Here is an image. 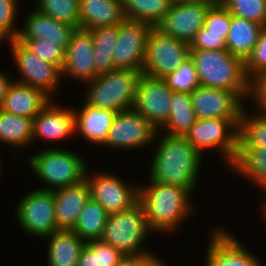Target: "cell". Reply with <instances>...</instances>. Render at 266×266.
<instances>
[{
    "label": "cell",
    "instance_id": "obj_1",
    "mask_svg": "<svg viewBox=\"0 0 266 266\" xmlns=\"http://www.w3.org/2000/svg\"><path fill=\"white\" fill-rule=\"evenodd\" d=\"M154 143L157 148L147 168L149 182L179 185L195 193L204 158L201 153L184 136L157 131Z\"/></svg>",
    "mask_w": 266,
    "mask_h": 266
},
{
    "label": "cell",
    "instance_id": "obj_2",
    "mask_svg": "<svg viewBox=\"0 0 266 266\" xmlns=\"http://www.w3.org/2000/svg\"><path fill=\"white\" fill-rule=\"evenodd\" d=\"M194 193L185 187L149 182L139 185V203L150 228L156 233L175 232L192 215Z\"/></svg>",
    "mask_w": 266,
    "mask_h": 266
},
{
    "label": "cell",
    "instance_id": "obj_3",
    "mask_svg": "<svg viewBox=\"0 0 266 266\" xmlns=\"http://www.w3.org/2000/svg\"><path fill=\"white\" fill-rule=\"evenodd\" d=\"M200 86L235 92L243 102L250 96L244 61L225 50H190ZM247 99V100H246Z\"/></svg>",
    "mask_w": 266,
    "mask_h": 266
},
{
    "label": "cell",
    "instance_id": "obj_4",
    "mask_svg": "<svg viewBox=\"0 0 266 266\" xmlns=\"http://www.w3.org/2000/svg\"><path fill=\"white\" fill-rule=\"evenodd\" d=\"M84 160L74 151L50 146L32 154L28 166L32 174L46 185L37 189L54 191L85 179L88 163Z\"/></svg>",
    "mask_w": 266,
    "mask_h": 266
},
{
    "label": "cell",
    "instance_id": "obj_5",
    "mask_svg": "<svg viewBox=\"0 0 266 266\" xmlns=\"http://www.w3.org/2000/svg\"><path fill=\"white\" fill-rule=\"evenodd\" d=\"M142 71L114 69L95 77L86 84L84 102L94 108L108 109L115 113L133 107L137 84ZM86 92V93H85Z\"/></svg>",
    "mask_w": 266,
    "mask_h": 266
},
{
    "label": "cell",
    "instance_id": "obj_6",
    "mask_svg": "<svg viewBox=\"0 0 266 266\" xmlns=\"http://www.w3.org/2000/svg\"><path fill=\"white\" fill-rule=\"evenodd\" d=\"M154 232L145 215L144 208L138 202L131 209L109 214L104 232L100 238L126 256H148L153 252L144 249L148 234Z\"/></svg>",
    "mask_w": 266,
    "mask_h": 266
},
{
    "label": "cell",
    "instance_id": "obj_7",
    "mask_svg": "<svg viewBox=\"0 0 266 266\" xmlns=\"http://www.w3.org/2000/svg\"><path fill=\"white\" fill-rule=\"evenodd\" d=\"M200 153L213 149L229 167L237 153L238 127L225 118L196 119L184 136Z\"/></svg>",
    "mask_w": 266,
    "mask_h": 266
},
{
    "label": "cell",
    "instance_id": "obj_8",
    "mask_svg": "<svg viewBox=\"0 0 266 266\" xmlns=\"http://www.w3.org/2000/svg\"><path fill=\"white\" fill-rule=\"evenodd\" d=\"M190 57L189 44L163 34L153 27L148 35L142 74L163 78L172 73Z\"/></svg>",
    "mask_w": 266,
    "mask_h": 266
},
{
    "label": "cell",
    "instance_id": "obj_9",
    "mask_svg": "<svg viewBox=\"0 0 266 266\" xmlns=\"http://www.w3.org/2000/svg\"><path fill=\"white\" fill-rule=\"evenodd\" d=\"M16 219L24 233L45 238L58 230L53 191L36 189L22 196L16 206Z\"/></svg>",
    "mask_w": 266,
    "mask_h": 266
},
{
    "label": "cell",
    "instance_id": "obj_10",
    "mask_svg": "<svg viewBox=\"0 0 266 266\" xmlns=\"http://www.w3.org/2000/svg\"><path fill=\"white\" fill-rule=\"evenodd\" d=\"M11 49L13 61L20 73L15 82L42 90L53 99L62 79L61 70L54 64L43 61L17 39L6 41Z\"/></svg>",
    "mask_w": 266,
    "mask_h": 266
},
{
    "label": "cell",
    "instance_id": "obj_11",
    "mask_svg": "<svg viewBox=\"0 0 266 266\" xmlns=\"http://www.w3.org/2000/svg\"><path fill=\"white\" fill-rule=\"evenodd\" d=\"M85 179L89 186L90 198L100 203L109 214L131 209L139 202V185L128 184L124 178L112 172H89Z\"/></svg>",
    "mask_w": 266,
    "mask_h": 266
},
{
    "label": "cell",
    "instance_id": "obj_12",
    "mask_svg": "<svg viewBox=\"0 0 266 266\" xmlns=\"http://www.w3.org/2000/svg\"><path fill=\"white\" fill-rule=\"evenodd\" d=\"M158 130L133 108L115 114L107 139L102 147L137 150L154 142Z\"/></svg>",
    "mask_w": 266,
    "mask_h": 266
},
{
    "label": "cell",
    "instance_id": "obj_13",
    "mask_svg": "<svg viewBox=\"0 0 266 266\" xmlns=\"http://www.w3.org/2000/svg\"><path fill=\"white\" fill-rule=\"evenodd\" d=\"M216 0L172 2L162 21L156 26L163 34L190 44L204 26L205 16Z\"/></svg>",
    "mask_w": 266,
    "mask_h": 266
},
{
    "label": "cell",
    "instance_id": "obj_14",
    "mask_svg": "<svg viewBox=\"0 0 266 266\" xmlns=\"http://www.w3.org/2000/svg\"><path fill=\"white\" fill-rule=\"evenodd\" d=\"M171 99L172 91L163 79L142 74L132 108L159 130L170 116Z\"/></svg>",
    "mask_w": 266,
    "mask_h": 266
},
{
    "label": "cell",
    "instance_id": "obj_15",
    "mask_svg": "<svg viewBox=\"0 0 266 266\" xmlns=\"http://www.w3.org/2000/svg\"><path fill=\"white\" fill-rule=\"evenodd\" d=\"M150 24L125 19L119 24V35L113 53L116 69L142 71Z\"/></svg>",
    "mask_w": 266,
    "mask_h": 266
},
{
    "label": "cell",
    "instance_id": "obj_16",
    "mask_svg": "<svg viewBox=\"0 0 266 266\" xmlns=\"http://www.w3.org/2000/svg\"><path fill=\"white\" fill-rule=\"evenodd\" d=\"M213 229L205 251V266H263L257 254L246 249L226 227Z\"/></svg>",
    "mask_w": 266,
    "mask_h": 266
},
{
    "label": "cell",
    "instance_id": "obj_17",
    "mask_svg": "<svg viewBox=\"0 0 266 266\" xmlns=\"http://www.w3.org/2000/svg\"><path fill=\"white\" fill-rule=\"evenodd\" d=\"M190 96L196 119L225 118L239 126L246 102H242L235 92L199 85Z\"/></svg>",
    "mask_w": 266,
    "mask_h": 266
},
{
    "label": "cell",
    "instance_id": "obj_18",
    "mask_svg": "<svg viewBox=\"0 0 266 266\" xmlns=\"http://www.w3.org/2000/svg\"><path fill=\"white\" fill-rule=\"evenodd\" d=\"M74 135H76L74 108L63 107L53 99L33 119L32 143L39 138L44 142H60Z\"/></svg>",
    "mask_w": 266,
    "mask_h": 266
},
{
    "label": "cell",
    "instance_id": "obj_19",
    "mask_svg": "<svg viewBox=\"0 0 266 266\" xmlns=\"http://www.w3.org/2000/svg\"><path fill=\"white\" fill-rule=\"evenodd\" d=\"M94 48L89 30L76 29L66 49L62 78L87 83L95 78Z\"/></svg>",
    "mask_w": 266,
    "mask_h": 266
},
{
    "label": "cell",
    "instance_id": "obj_20",
    "mask_svg": "<svg viewBox=\"0 0 266 266\" xmlns=\"http://www.w3.org/2000/svg\"><path fill=\"white\" fill-rule=\"evenodd\" d=\"M22 19H24L23 28L21 27L19 30L17 38H45L47 41L56 42L65 49L77 29L70 24L43 15L35 8Z\"/></svg>",
    "mask_w": 266,
    "mask_h": 266
},
{
    "label": "cell",
    "instance_id": "obj_21",
    "mask_svg": "<svg viewBox=\"0 0 266 266\" xmlns=\"http://www.w3.org/2000/svg\"><path fill=\"white\" fill-rule=\"evenodd\" d=\"M53 193L58 230H72L90 198L87 180L84 179L75 185L54 190Z\"/></svg>",
    "mask_w": 266,
    "mask_h": 266
},
{
    "label": "cell",
    "instance_id": "obj_22",
    "mask_svg": "<svg viewBox=\"0 0 266 266\" xmlns=\"http://www.w3.org/2000/svg\"><path fill=\"white\" fill-rule=\"evenodd\" d=\"M51 100L42 90L13 81L4 98L1 110L34 119Z\"/></svg>",
    "mask_w": 266,
    "mask_h": 266
},
{
    "label": "cell",
    "instance_id": "obj_23",
    "mask_svg": "<svg viewBox=\"0 0 266 266\" xmlns=\"http://www.w3.org/2000/svg\"><path fill=\"white\" fill-rule=\"evenodd\" d=\"M82 104L80 111L75 110V134H81L88 143L101 147L107 139L116 113L91 107L84 101Z\"/></svg>",
    "mask_w": 266,
    "mask_h": 266
},
{
    "label": "cell",
    "instance_id": "obj_24",
    "mask_svg": "<svg viewBox=\"0 0 266 266\" xmlns=\"http://www.w3.org/2000/svg\"><path fill=\"white\" fill-rule=\"evenodd\" d=\"M80 28L90 30L122 23L126 18L122 0H80Z\"/></svg>",
    "mask_w": 266,
    "mask_h": 266
},
{
    "label": "cell",
    "instance_id": "obj_25",
    "mask_svg": "<svg viewBox=\"0 0 266 266\" xmlns=\"http://www.w3.org/2000/svg\"><path fill=\"white\" fill-rule=\"evenodd\" d=\"M233 174L249 180L266 194V149L259 147L237 146L234 161L228 167Z\"/></svg>",
    "mask_w": 266,
    "mask_h": 266
},
{
    "label": "cell",
    "instance_id": "obj_26",
    "mask_svg": "<svg viewBox=\"0 0 266 266\" xmlns=\"http://www.w3.org/2000/svg\"><path fill=\"white\" fill-rule=\"evenodd\" d=\"M47 242V266H77L86 242L72 230H57L43 238Z\"/></svg>",
    "mask_w": 266,
    "mask_h": 266
},
{
    "label": "cell",
    "instance_id": "obj_27",
    "mask_svg": "<svg viewBox=\"0 0 266 266\" xmlns=\"http://www.w3.org/2000/svg\"><path fill=\"white\" fill-rule=\"evenodd\" d=\"M263 28L264 25L232 16L226 37V49L245 61L257 44Z\"/></svg>",
    "mask_w": 266,
    "mask_h": 266
},
{
    "label": "cell",
    "instance_id": "obj_28",
    "mask_svg": "<svg viewBox=\"0 0 266 266\" xmlns=\"http://www.w3.org/2000/svg\"><path fill=\"white\" fill-rule=\"evenodd\" d=\"M94 48L95 77L107 74L116 67L113 63V53L118 41L119 24L98 27L89 30Z\"/></svg>",
    "mask_w": 266,
    "mask_h": 266
},
{
    "label": "cell",
    "instance_id": "obj_29",
    "mask_svg": "<svg viewBox=\"0 0 266 266\" xmlns=\"http://www.w3.org/2000/svg\"><path fill=\"white\" fill-rule=\"evenodd\" d=\"M33 119L7 113L0 109V143L8 144L14 155L32 144ZM17 150V151H16Z\"/></svg>",
    "mask_w": 266,
    "mask_h": 266
},
{
    "label": "cell",
    "instance_id": "obj_30",
    "mask_svg": "<svg viewBox=\"0 0 266 266\" xmlns=\"http://www.w3.org/2000/svg\"><path fill=\"white\" fill-rule=\"evenodd\" d=\"M195 122L190 93L172 92L170 116L158 131L172 136H185Z\"/></svg>",
    "mask_w": 266,
    "mask_h": 266
},
{
    "label": "cell",
    "instance_id": "obj_31",
    "mask_svg": "<svg viewBox=\"0 0 266 266\" xmlns=\"http://www.w3.org/2000/svg\"><path fill=\"white\" fill-rule=\"evenodd\" d=\"M109 213L95 200L89 198L72 231L85 242L102 237Z\"/></svg>",
    "mask_w": 266,
    "mask_h": 266
},
{
    "label": "cell",
    "instance_id": "obj_32",
    "mask_svg": "<svg viewBox=\"0 0 266 266\" xmlns=\"http://www.w3.org/2000/svg\"><path fill=\"white\" fill-rule=\"evenodd\" d=\"M249 112L244 106L238 126L237 146L266 149V113Z\"/></svg>",
    "mask_w": 266,
    "mask_h": 266
},
{
    "label": "cell",
    "instance_id": "obj_33",
    "mask_svg": "<svg viewBox=\"0 0 266 266\" xmlns=\"http://www.w3.org/2000/svg\"><path fill=\"white\" fill-rule=\"evenodd\" d=\"M171 0H122L125 18L156 27L169 10Z\"/></svg>",
    "mask_w": 266,
    "mask_h": 266
},
{
    "label": "cell",
    "instance_id": "obj_34",
    "mask_svg": "<svg viewBox=\"0 0 266 266\" xmlns=\"http://www.w3.org/2000/svg\"><path fill=\"white\" fill-rule=\"evenodd\" d=\"M125 255L101 239L86 242L77 266H116Z\"/></svg>",
    "mask_w": 266,
    "mask_h": 266
},
{
    "label": "cell",
    "instance_id": "obj_35",
    "mask_svg": "<svg viewBox=\"0 0 266 266\" xmlns=\"http://www.w3.org/2000/svg\"><path fill=\"white\" fill-rule=\"evenodd\" d=\"M80 0H35V9L57 21L80 28Z\"/></svg>",
    "mask_w": 266,
    "mask_h": 266
},
{
    "label": "cell",
    "instance_id": "obj_36",
    "mask_svg": "<svg viewBox=\"0 0 266 266\" xmlns=\"http://www.w3.org/2000/svg\"><path fill=\"white\" fill-rule=\"evenodd\" d=\"M172 92L191 93L199 85L195 63L188 57L178 70L162 78Z\"/></svg>",
    "mask_w": 266,
    "mask_h": 266
},
{
    "label": "cell",
    "instance_id": "obj_37",
    "mask_svg": "<svg viewBox=\"0 0 266 266\" xmlns=\"http://www.w3.org/2000/svg\"><path fill=\"white\" fill-rule=\"evenodd\" d=\"M235 17L266 26V0H219Z\"/></svg>",
    "mask_w": 266,
    "mask_h": 266
},
{
    "label": "cell",
    "instance_id": "obj_38",
    "mask_svg": "<svg viewBox=\"0 0 266 266\" xmlns=\"http://www.w3.org/2000/svg\"><path fill=\"white\" fill-rule=\"evenodd\" d=\"M29 50L35 53L43 61L56 65L62 70L66 49L57 44L56 42L47 41L45 38H17Z\"/></svg>",
    "mask_w": 266,
    "mask_h": 266
},
{
    "label": "cell",
    "instance_id": "obj_39",
    "mask_svg": "<svg viewBox=\"0 0 266 266\" xmlns=\"http://www.w3.org/2000/svg\"><path fill=\"white\" fill-rule=\"evenodd\" d=\"M19 6L18 0H0V38L4 43L17 39L20 29L15 21L18 20Z\"/></svg>",
    "mask_w": 266,
    "mask_h": 266
},
{
    "label": "cell",
    "instance_id": "obj_40",
    "mask_svg": "<svg viewBox=\"0 0 266 266\" xmlns=\"http://www.w3.org/2000/svg\"><path fill=\"white\" fill-rule=\"evenodd\" d=\"M232 15L221 4L216 1L207 11L204 21L206 33L224 34V39L228 35Z\"/></svg>",
    "mask_w": 266,
    "mask_h": 266
},
{
    "label": "cell",
    "instance_id": "obj_41",
    "mask_svg": "<svg viewBox=\"0 0 266 266\" xmlns=\"http://www.w3.org/2000/svg\"><path fill=\"white\" fill-rule=\"evenodd\" d=\"M244 70L249 80L266 71V26L262 29L251 54L244 61Z\"/></svg>",
    "mask_w": 266,
    "mask_h": 266
},
{
    "label": "cell",
    "instance_id": "obj_42",
    "mask_svg": "<svg viewBox=\"0 0 266 266\" xmlns=\"http://www.w3.org/2000/svg\"><path fill=\"white\" fill-rule=\"evenodd\" d=\"M190 50H225L224 34L206 33L203 26L189 44Z\"/></svg>",
    "mask_w": 266,
    "mask_h": 266
},
{
    "label": "cell",
    "instance_id": "obj_43",
    "mask_svg": "<svg viewBox=\"0 0 266 266\" xmlns=\"http://www.w3.org/2000/svg\"><path fill=\"white\" fill-rule=\"evenodd\" d=\"M250 102L256 103V111L266 113V71L250 80Z\"/></svg>",
    "mask_w": 266,
    "mask_h": 266
},
{
    "label": "cell",
    "instance_id": "obj_44",
    "mask_svg": "<svg viewBox=\"0 0 266 266\" xmlns=\"http://www.w3.org/2000/svg\"><path fill=\"white\" fill-rule=\"evenodd\" d=\"M162 257H159L155 253L148 256H137V266H167L163 263Z\"/></svg>",
    "mask_w": 266,
    "mask_h": 266
},
{
    "label": "cell",
    "instance_id": "obj_45",
    "mask_svg": "<svg viewBox=\"0 0 266 266\" xmlns=\"http://www.w3.org/2000/svg\"><path fill=\"white\" fill-rule=\"evenodd\" d=\"M14 80L11 76H8L5 71L0 70V107L3 104L4 98L7 94L9 86L12 84Z\"/></svg>",
    "mask_w": 266,
    "mask_h": 266
},
{
    "label": "cell",
    "instance_id": "obj_46",
    "mask_svg": "<svg viewBox=\"0 0 266 266\" xmlns=\"http://www.w3.org/2000/svg\"><path fill=\"white\" fill-rule=\"evenodd\" d=\"M116 266H137V256H126Z\"/></svg>",
    "mask_w": 266,
    "mask_h": 266
},
{
    "label": "cell",
    "instance_id": "obj_47",
    "mask_svg": "<svg viewBox=\"0 0 266 266\" xmlns=\"http://www.w3.org/2000/svg\"><path fill=\"white\" fill-rule=\"evenodd\" d=\"M172 2H175V1H185V0H171Z\"/></svg>",
    "mask_w": 266,
    "mask_h": 266
},
{
    "label": "cell",
    "instance_id": "obj_48",
    "mask_svg": "<svg viewBox=\"0 0 266 266\" xmlns=\"http://www.w3.org/2000/svg\"><path fill=\"white\" fill-rule=\"evenodd\" d=\"M1 166H2V164H1V160H0V172H1V170H2V169H1L2 167H1Z\"/></svg>",
    "mask_w": 266,
    "mask_h": 266
}]
</instances>
